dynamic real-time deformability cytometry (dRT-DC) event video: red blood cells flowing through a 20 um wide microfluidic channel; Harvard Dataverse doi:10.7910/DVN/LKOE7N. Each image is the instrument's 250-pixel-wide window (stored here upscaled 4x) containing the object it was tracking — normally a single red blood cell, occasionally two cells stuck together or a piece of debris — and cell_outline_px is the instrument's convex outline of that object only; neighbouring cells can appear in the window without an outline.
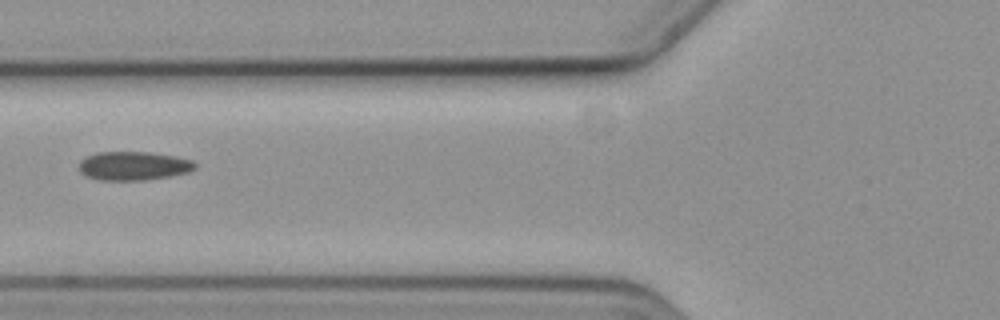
{"species": "common noctule bat (a hibernating species)", "species_latin": "Nyctalus noctula", "temperature_condition": "cold", "stored_images_in_passage": 3, "camera_frame_rate_fps": 3000, "um_per_image_px": 0.085, "animal": {"sex": "female", "body_mass_g": 19.3, "forearm_length_mm": 54.1}, "frame": {"image": 1, "passage_image": 3, "time_ms": 2.333, "image_size_px": [1000, 320], "cell_outline_px": [[196, 168], [188, 172], [168, 176], [144, 180], [96, 180], [80, 172], [76, 168], [80, 160], [84, 156], [96, 152], [148, 152], [172, 156], [192, 160], [196, 164]], "centroid_in_image_um": [11.27, 14.09], "position_along_channel_um": 114.5, "area_um2": 19.54}}